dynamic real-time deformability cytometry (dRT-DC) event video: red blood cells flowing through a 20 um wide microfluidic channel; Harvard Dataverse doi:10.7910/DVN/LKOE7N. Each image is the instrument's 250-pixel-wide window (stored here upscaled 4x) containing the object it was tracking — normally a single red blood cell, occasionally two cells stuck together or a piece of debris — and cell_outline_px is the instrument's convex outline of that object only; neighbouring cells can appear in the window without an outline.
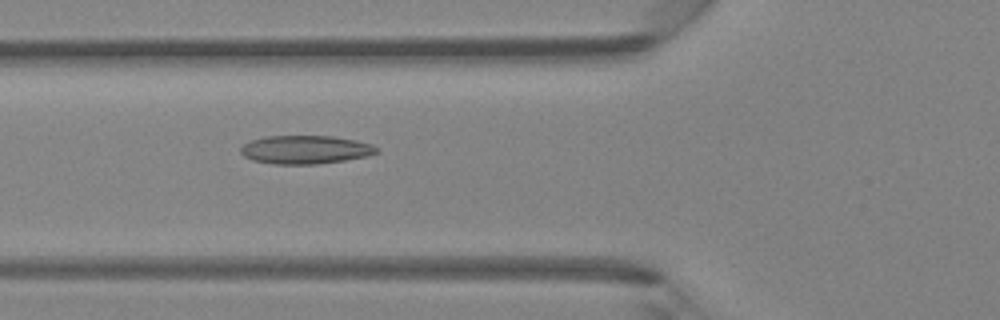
{"species": "Egyptian fruit bat (a non-hibernating species)", "species_latin": "Rousettus aegyptiacus", "temperature_condition": "room temperature", "stored_images_in_passage": 35, "camera_frame_rate_fps": 3000, "um_per_image_px": 0.085, "animal": {"sex": "female"}, "frame": {"image": 1, "passage_image": 8, "time_ms": 2.333, "image_size_px": [1000, 320], "cell_outline_px": [[380, 152], [368, 156], [344, 160], [316, 164], [272, 164], [252, 160], [244, 156], [240, 152], [240, 148], [244, 144], [252, 140], [264, 136], [332, 136], [356, 140], [372, 144], [380, 148]], "centroid_in_image_um": [25.98, 12.72], "position_along_channel_um": 99.8, "area_um2": 22.66}}
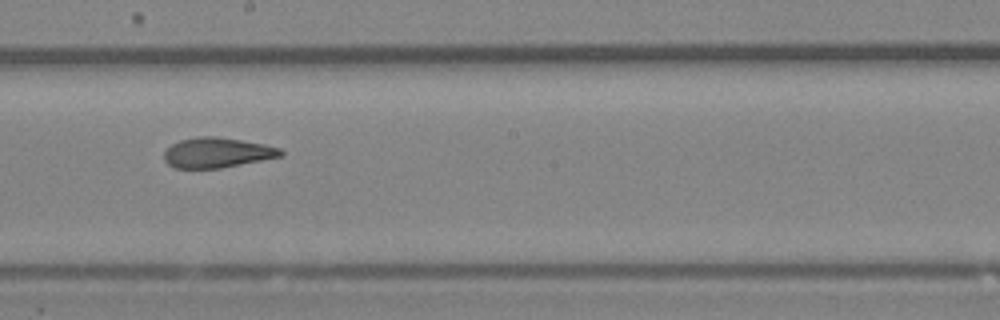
{"frame": {"image": 2, "passage_image": 17, "time_ms": 5.333, "image_size_px": [1000, 320], "cell_outline_px": [[284, 156], [220, 168], [172, 168], [164, 160], [164, 152], [172, 144], [180, 140], [196, 136], [216, 136], [264, 144], [280, 148], [284, 152]], "centroid_in_image_um": [18.45, 12.97], "position_along_channel_um": 229.7, "area_um2": 20.52}}
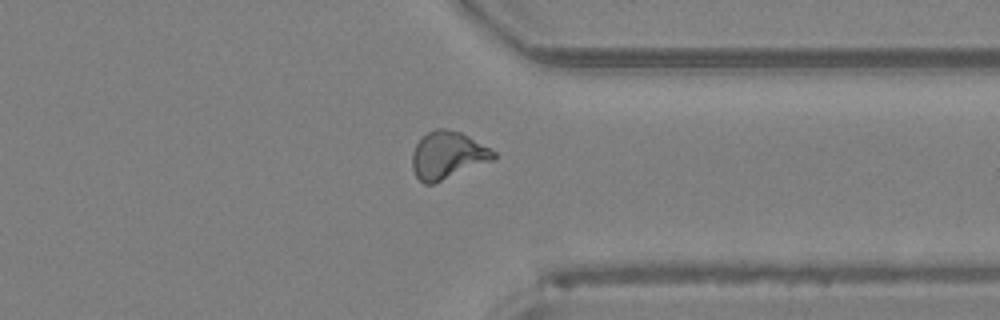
{"frame": {"image": 3, "passage_image": 27, "time_ms": 8.667, "image_size_px": [1000, 320], "cell_outline_px": [[496, 160], [432, 184], [424, 184], [416, 176], [412, 168], [412, 152], [416, 144], [428, 132], [436, 128], [444, 128], [460, 132], [468, 136], [496, 152]], "centroid_in_image_um": [38.06, 13.21], "position_along_channel_um": 373.3, "area_um2": 22.48}, "authors_computed_cell_mechanics": {"area_um2": 21.2126, "velocity_mm_per_s": 4.3533, "shape_relaxation_time_tau1_ms": 6.383, "shape_relaxation_time_tau2_ms": 1.6384, "deformation_change_tau1": 0.175, "deformation_change_tau2": 0.0875}}